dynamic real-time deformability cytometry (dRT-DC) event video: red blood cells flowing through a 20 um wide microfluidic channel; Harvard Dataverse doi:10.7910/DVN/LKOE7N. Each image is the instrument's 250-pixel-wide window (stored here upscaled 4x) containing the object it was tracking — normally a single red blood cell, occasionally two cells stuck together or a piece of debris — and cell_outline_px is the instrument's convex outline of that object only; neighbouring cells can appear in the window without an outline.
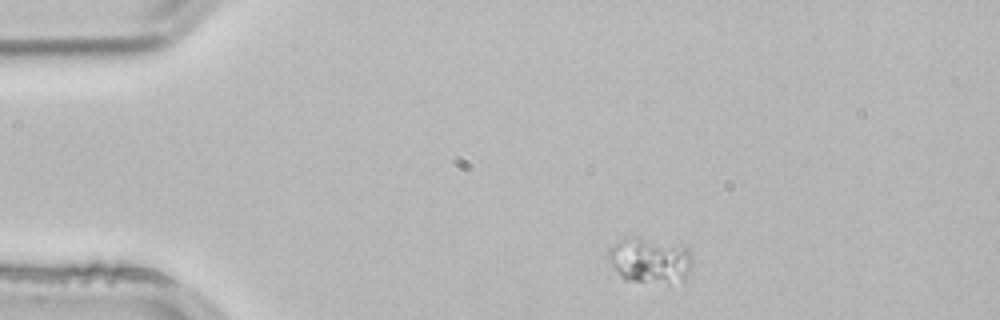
{"species": "common noctule bat (a hibernating species)", "species_latin": "Nyctalus noctula", "temperature_condition": "room temperature", "stored_images_in_passage": 3, "camera_frame_rate_fps": 3000, "um_per_image_px": 0.085, "animal": {"sex": "male", "body_mass_g": 21.5, "forearm_length_mm": 52.0}, "frame": {"image": 1, "passage_image": 3, "time_ms": 0.667, "image_size_px": [1000, 320], "cell_outline_px": [[692, 264], [688, 276], [684, 284], [668, 284], [624, 280], [620, 276], [608, 260], [608, 248], [632, 236], [636, 236], [688, 244], [692, 260]], "centroid_in_image_um": [55.35, 22.14], "position_along_channel_um": 29.6, "area_um2": 23.41}}